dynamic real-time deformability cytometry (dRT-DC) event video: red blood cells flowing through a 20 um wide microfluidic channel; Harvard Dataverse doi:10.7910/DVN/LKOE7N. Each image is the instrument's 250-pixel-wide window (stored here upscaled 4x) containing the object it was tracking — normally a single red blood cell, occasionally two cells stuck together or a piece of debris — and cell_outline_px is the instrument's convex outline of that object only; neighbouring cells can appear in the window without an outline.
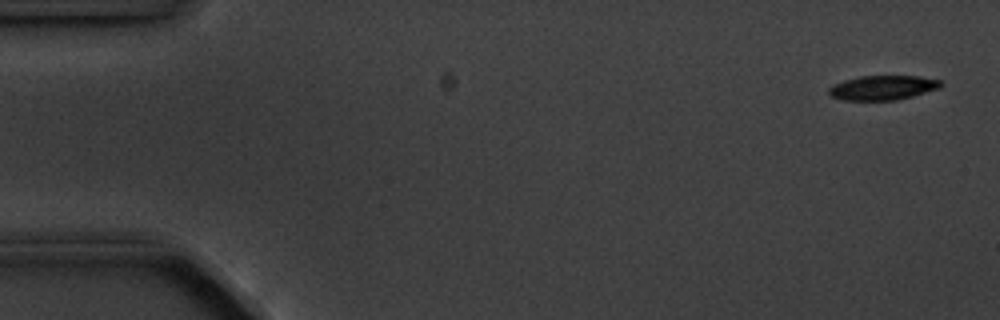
{"species": "common noctule bat (a hibernating species)", "species_latin": "Nyctalus noctula", "temperature_condition": "cold", "stored_images_in_passage": 5, "camera_frame_rate_fps": 3000, "um_per_image_px": 0.085, "animal": {"sex": "male", "body_mass_g": 20.1, "forearm_length_mm": 53.5}, "frame": {"image": 1, "passage_image": 1, "time_ms": 0.0, "image_size_px": [1000, 320], "cell_outline_px": [[944, 84], [940, 88], [912, 96], [896, 100], [844, 100], [832, 96], [828, 92], [828, 88], [832, 84], [844, 80], [860, 76], [920, 76], [940, 80]], "centroid_in_image_um": [75.04, 7.45], "position_along_channel_um": 10.0, "area_um2": 16.01}}
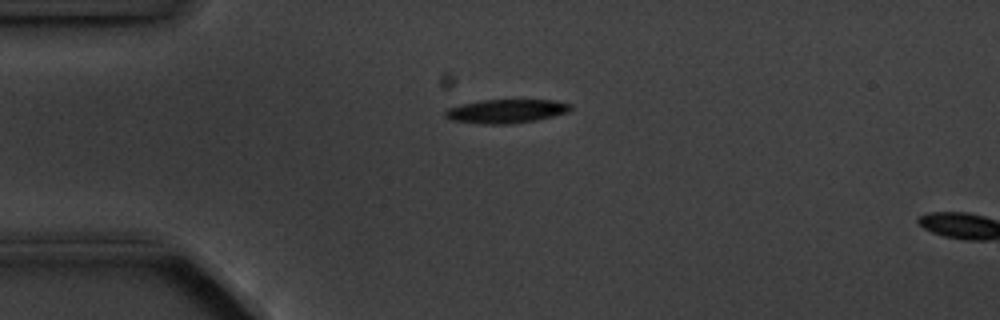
{"frame": {"image": 2, "passage_image": 4, "time_ms": 3.667, "image_size_px": [1000, 320], "cell_outline_px": [[572, 108], [568, 112], [536, 120], [512, 124], [480, 124], [452, 120], [444, 116], [444, 112], [448, 108], [460, 104], [480, 100], [556, 100], [572, 104]], "centroid_in_image_um": [43.02, 9.45], "position_along_channel_um": 42.0, "area_um2": 17.51}}